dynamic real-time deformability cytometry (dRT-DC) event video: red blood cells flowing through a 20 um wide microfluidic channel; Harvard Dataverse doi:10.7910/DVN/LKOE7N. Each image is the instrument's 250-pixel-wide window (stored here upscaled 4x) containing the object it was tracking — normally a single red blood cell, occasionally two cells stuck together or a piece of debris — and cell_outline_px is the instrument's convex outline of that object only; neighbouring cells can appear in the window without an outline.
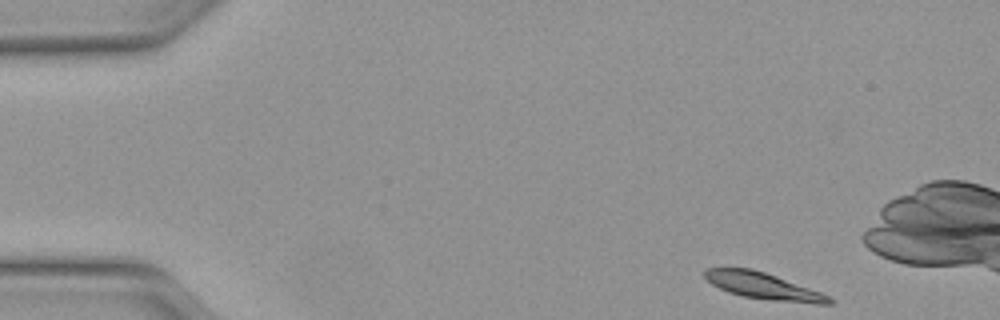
{"species": "Egyptian fruit bat (a non-hibernating species)", "species_latin": "Rousettus aegyptiacus", "temperature_condition": "warm", "stored_images_in_passage": 46, "camera_frame_rate_fps": 3000, "um_per_image_px": 0.085, "animal": {"sex": "female"}, "frame": {"image": 1, "passage_image": 1, "time_ms": 0.0, "image_size_px": [1000, 320], "cell_outline_px": [[832, 304], [816, 304], [772, 300], [744, 296], [728, 292], [712, 284], [704, 276], [704, 272], [708, 268], [752, 268], [776, 276], [820, 292], [828, 296], [832, 300]], "centroid_in_image_um": [64.86, 24.31], "position_along_channel_um": 20.1, "area_um2": 18.84}}
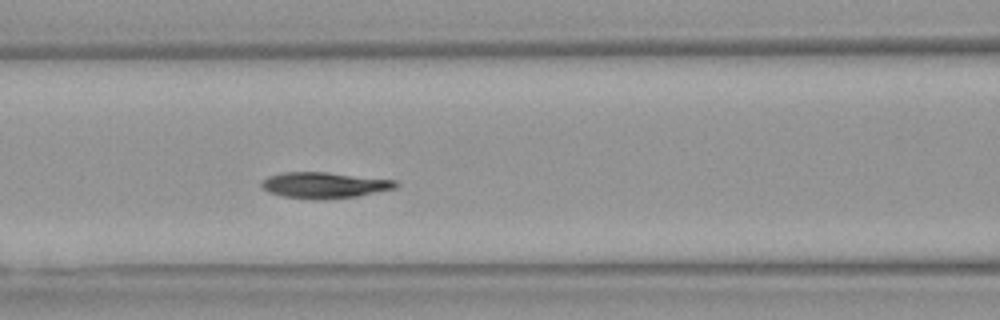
{"frame": {"image": 2, "passage_image": 17, "time_ms": 5.333, "image_size_px": [1000, 320], "cell_outline_px": [[400, 184], [396, 188], [356, 196], [324, 200], [312, 200], [284, 196], [268, 192], [260, 188], [260, 180], [268, 176], [280, 172], [328, 172], [396, 180]], "centroid_in_image_um": [27.52, 15.74], "position_along_channel_um": 139.1, "area_um2": 20.69}}
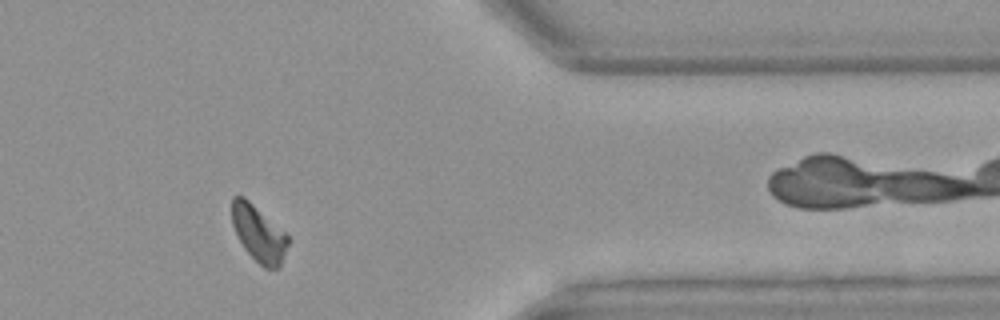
{"frame": {"image": 3, "passage_image": 37, "time_ms": 12.0, "image_size_px": [1000, 320], "cell_outline_px": [[288, 244], [280, 264], [276, 268], [264, 268], [244, 248], [232, 224], [232, 196], [244, 196], [284, 232], [288, 236]], "centroid_in_image_um": [21.96, 19.83], "position_along_channel_um": 389.4, "area_um2": 17.74}, "authors_computed_cell_mechanics": {"area_um2": 19.9121, "velocity_mm_per_s": 4.0685, "shape_relaxation_time_tau1_ms": 2.5338, "shape_relaxation_time_tau2_ms": 5.6613, "deformation_change_tau1": 0.1247, "deformation_change_tau2": 0.075}}